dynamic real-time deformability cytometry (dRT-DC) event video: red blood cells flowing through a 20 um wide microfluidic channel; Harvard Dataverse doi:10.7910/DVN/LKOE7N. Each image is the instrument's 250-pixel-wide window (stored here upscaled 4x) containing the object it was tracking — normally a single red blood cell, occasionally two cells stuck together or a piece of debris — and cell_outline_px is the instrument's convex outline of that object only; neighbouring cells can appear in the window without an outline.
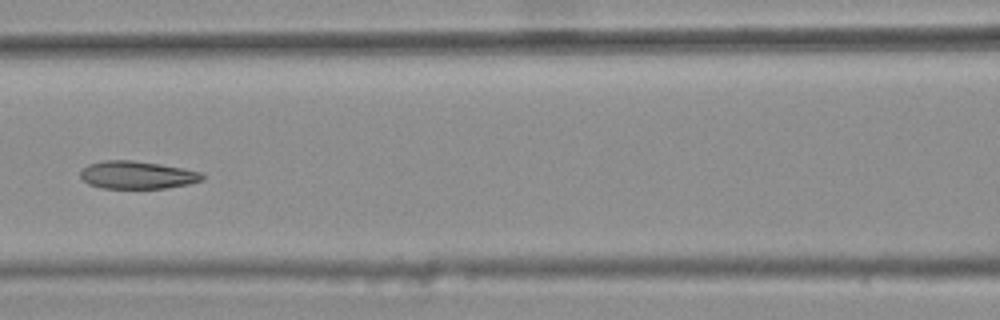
{"species": "common noctule bat (a hibernating species)", "species_latin": "Nyctalus noctula", "temperature_condition": "warm", "stored_images_in_passage": 9, "camera_frame_rate_fps": 3000, "um_per_image_px": 0.085, "animal": {"sex": "female", "body_mass_g": 25.1}, "frame": {"image": 1, "passage_image": 7, "time_ms": 2.0, "image_size_px": [1000, 320], "cell_outline_px": [[204, 180], [188, 184], [164, 188], [100, 188], [88, 184], [80, 176], [80, 172], [88, 164], [104, 160], [132, 160], [160, 164], [184, 168], [200, 172], [204, 176]], "centroid_in_image_um": [11.66, 14.87], "position_along_channel_um": 154.9, "area_um2": 19.71}}
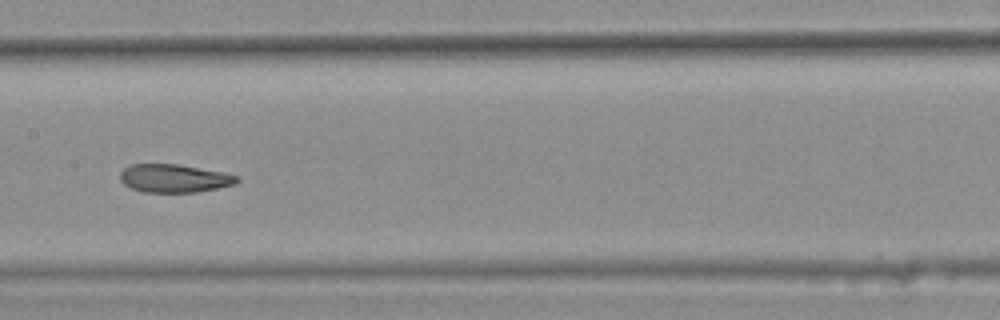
{"frame": {"image": 2, "passage_image": 8, "time_ms": 2.333, "image_size_px": [1000, 320], "cell_outline_px": [[240, 180], [236, 184], [196, 192], [144, 192], [132, 188], [124, 184], [120, 180], [120, 172], [124, 168], [132, 164], [176, 164], [224, 172], [240, 176]], "centroid_in_image_um": [14.83, 15.15], "position_along_channel_um": 192.6, "area_um2": 19.19}}
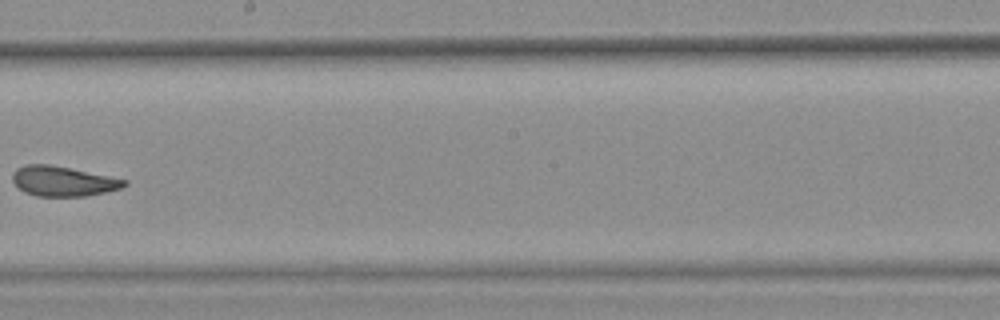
{"frame": {"image": 3, "passage_image": 9, "time_ms": 2.667, "image_size_px": [1000, 320], "cell_outline_px": [[128, 184], [120, 188], [88, 196], [36, 196], [24, 192], [12, 180], [12, 172], [16, 168], [28, 164], [48, 164], [128, 180]], "centroid_in_image_um": [5.33, 15.41], "position_along_channel_um": 242.9, "area_um2": 19.31}}